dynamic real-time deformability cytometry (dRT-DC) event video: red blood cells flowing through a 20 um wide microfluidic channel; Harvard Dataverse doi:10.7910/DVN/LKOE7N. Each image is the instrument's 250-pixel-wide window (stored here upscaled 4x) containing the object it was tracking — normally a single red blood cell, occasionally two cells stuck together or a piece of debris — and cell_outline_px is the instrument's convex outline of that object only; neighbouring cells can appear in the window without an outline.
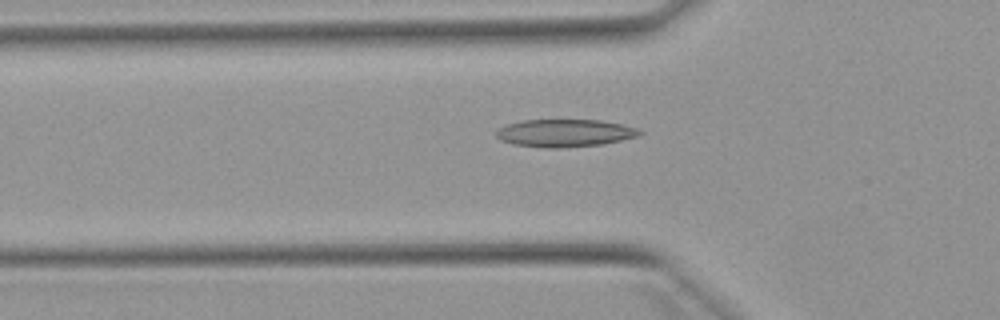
{"species": "Egyptian fruit bat (a non-hibernating species)", "species_latin": "Rousettus aegyptiacus", "temperature_condition": "warm", "stored_images_in_passage": 14, "camera_frame_rate_fps": 3000, "um_per_image_px": 0.085, "animal": {"sex": "female"}, "frame": {"image": 1, "passage_image": 8, "time_ms": 2.333, "image_size_px": [1000, 320], "cell_outline_px": [[644, 132], [636, 136], [604, 144], [556, 148], [548, 148], [512, 144], [500, 140], [496, 136], [496, 132], [500, 128], [508, 124], [524, 120], [600, 120], [620, 124], [636, 128]], "centroid_in_image_um": [47.98, 11.31], "position_along_channel_um": 77.8, "area_um2": 22.83}}
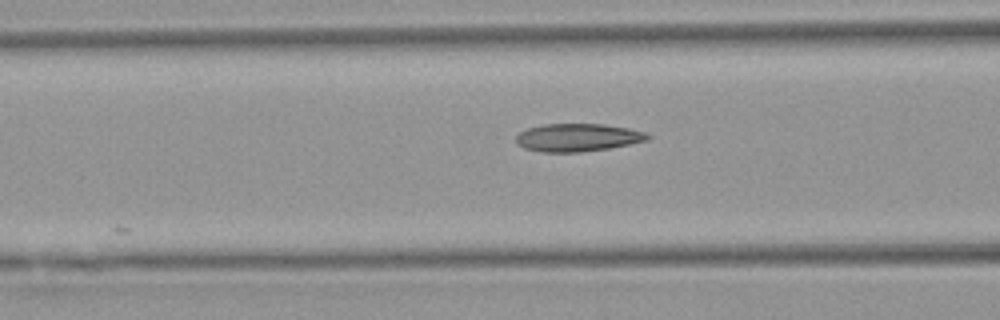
{"frame": {"image": 2, "passage_image": 11, "time_ms": 3.333, "image_size_px": [1000, 320], "cell_outline_px": [[652, 136], [648, 140], [608, 148], [580, 152], [544, 152], [524, 148], [516, 144], [516, 136], [520, 132], [528, 128], [544, 124], [604, 124], [628, 128], [644, 132]], "centroid_in_image_um": [49.09, 11.68], "position_along_channel_um": 117.5, "area_um2": 21.27}}